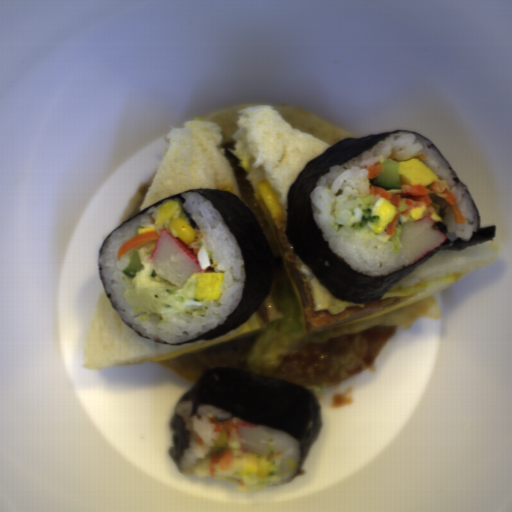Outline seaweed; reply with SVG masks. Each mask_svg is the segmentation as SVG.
<instances>
[{
	"label": "seaweed",
	"mask_w": 512,
	"mask_h": 512,
	"mask_svg": "<svg viewBox=\"0 0 512 512\" xmlns=\"http://www.w3.org/2000/svg\"><path fill=\"white\" fill-rule=\"evenodd\" d=\"M185 193H198L217 210L240 249L245 280L240 301L235 309L226 315L224 322L212 330L181 343H173L171 346L197 341H212L229 334L249 321L258 312L270 293L276 269L269 243L259 220L234 192L220 189H190L164 198L147 206L119 225L105 242L130 220Z\"/></svg>",
	"instance_id": "7513b1e5"
},
{
	"label": "seaweed",
	"mask_w": 512,
	"mask_h": 512,
	"mask_svg": "<svg viewBox=\"0 0 512 512\" xmlns=\"http://www.w3.org/2000/svg\"><path fill=\"white\" fill-rule=\"evenodd\" d=\"M398 132H412L427 139L417 131L401 127L389 132L349 137L329 146L323 153L308 160L288 190L285 227L291 249L336 300L357 304L375 303L438 251L465 250L469 246L495 238L496 225L477 228L476 233L467 242L460 239L455 242L446 236L447 239L442 245L416 263L380 276H371L358 271L333 251L313 215L311 193L314 187L328 173L329 168L355 159Z\"/></svg>",
	"instance_id": "1faa68ee"
},
{
	"label": "seaweed",
	"mask_w": 512,
	"mask_h": 512,
	"mask_svg": "<svg viewBox=\"0 0 512 512\" xmlns=\"http://www.w3.org/2000/svg\"><path fill=\"white\" fill-rule=\"evenodd\" d=\"M169 428L172 431L171 441L173 446L169 448L168 454L174 462L181 465L186 450L190 448L192 433L184 418L177 412L171 416Z\"/></svg>",
	"instance_id": "ac131d1f"
},
{
	"label": "seaweed",
	"mask_w": 512,
	"mask_h": 512,
	"mask_svg": "<svg viewBox=\"0 0 512 512\" xmlns=\"http://www.w3.org/2000/svg\"><path fill=\"white\" fill-rule=\"evenodd\" d=\"M182 402L191 403L190 418L198 417L201 406H213L228 412L226 420L237 417L293 437L300 445L295 476L322 429L320 405L310 388L239 368H209L176 404Z\"/></svg>",
	"instance_id": "45ffbabd"
}]
</instances>
